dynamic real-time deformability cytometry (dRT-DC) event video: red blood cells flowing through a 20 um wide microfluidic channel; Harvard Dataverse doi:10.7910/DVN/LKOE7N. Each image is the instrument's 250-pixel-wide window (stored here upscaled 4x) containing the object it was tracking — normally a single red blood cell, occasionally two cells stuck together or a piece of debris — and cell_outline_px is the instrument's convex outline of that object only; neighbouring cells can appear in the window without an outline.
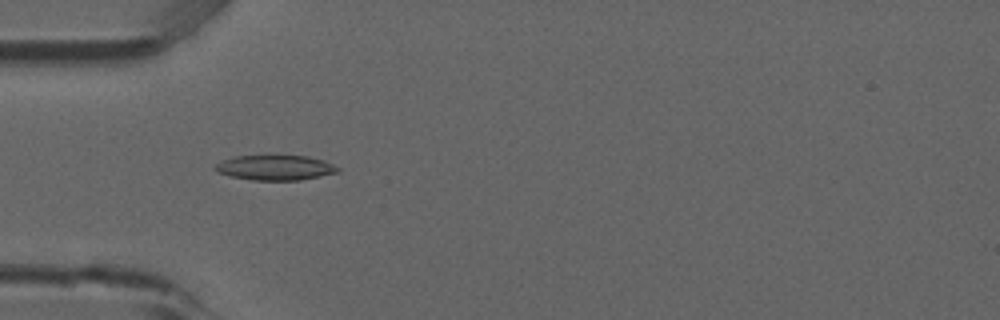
{"species": "common noctule bat (a hibernating species)", "species_latin": "Nyctalus noctula", "temperature_condition": "room temperature", "stored_images_in_passage": 45, "camera_frame_rate_fps": 3000, "um_per_image_px": 0.085, "animal": {"sex": "male", "forearm_length_mm": 52.5}, "frame": {"image": 1, "passage_image": 9, "time_ms": 2.667, "image_size_px": [1000, 320], "cell_outline_px": [[340, 172], [300, 180], [252, 180], [232, 176], [216, 172], [212, 168], [216, 164], [232, 156], [308, 156], [324, 160], [340, 168]], "centroid_in_image_um": [23.4, 14.25], "position_along_channel_um": 61.6, "area_um2": 17.86}}
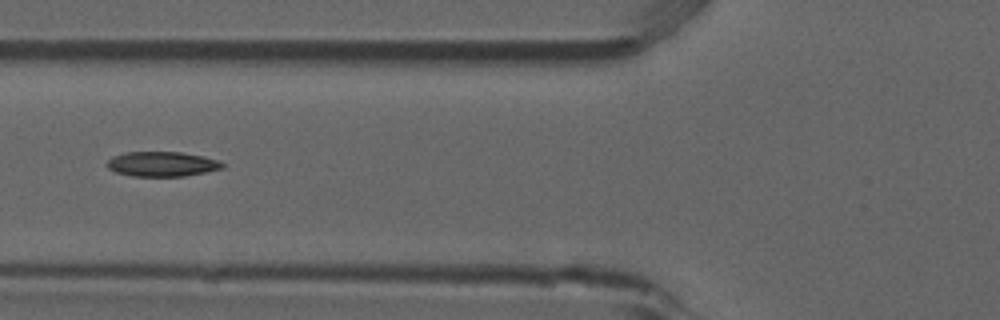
{"frame": {"image": 2, "passage_image": 13, "time_ms": 4.0, "image_size_px": [1000, 320], "cell_outline_px": [[224, 168], [184, 176], [132, 176], [116, 172], [108, 168], [104, 164], [112, 156], [124, 152], [184, 152], [204, 156], [216, 160], [224, 164]], "centroid_in_image_um": [13.73, 13.93], "position_along_channel_um": 112.1, "area_um2": 16.76}}
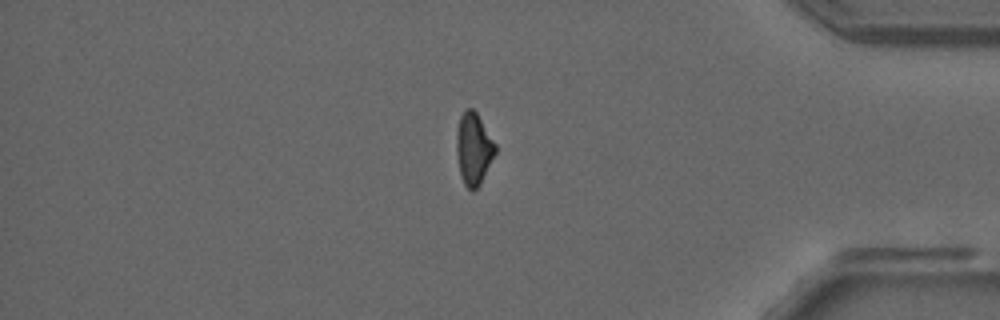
{"frame": {"image": 3, "passage_image": 37, "time_ms": 12.0, "image_size_px": [1000, 320], "cell_outline_px": [[496, 152], [480, 184], [472, 192], [464, 184], [460, 176], [456, 152], [456, 132], [460, 116], [464, 108], [472, 108], [476, 112], [496, 144]], "centroid_in_image_um": [40.24, 12.63], "position_along_channel_um": 395.0, "area_um2": 16.36}, "authors_computed_cell_mechanics": {"area_um2": 16.8198, "velocity_mm_per_s": 3.917, "shape_relaxation_time_tau1_ms": null, "shape_relaxation_time_tau2_ms": 3.9789, "deformation_change_tau1": null, "deformation_change_tau2": 0.1071}}